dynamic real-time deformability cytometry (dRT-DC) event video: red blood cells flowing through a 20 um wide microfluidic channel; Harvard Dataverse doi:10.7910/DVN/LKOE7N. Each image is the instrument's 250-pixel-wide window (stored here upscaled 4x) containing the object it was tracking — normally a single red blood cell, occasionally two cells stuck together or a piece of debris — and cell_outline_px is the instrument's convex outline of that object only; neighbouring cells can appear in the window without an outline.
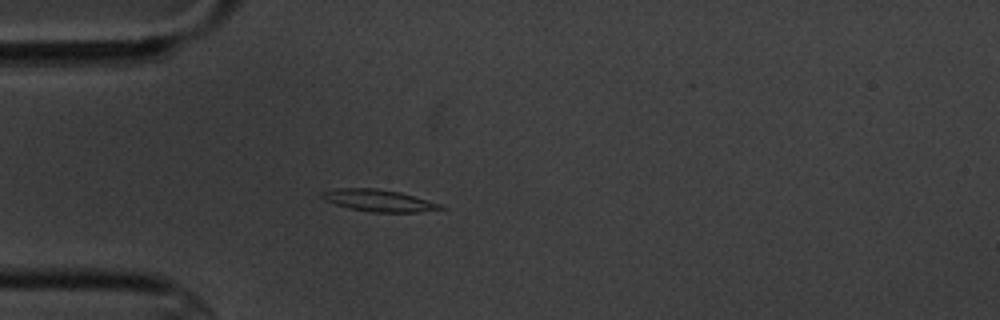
{"species": "common noctule bat (a hibernating species)", "species_latin": "Nyctalus noctula", "temperature_condition": "cold", "stored_images_in_passage": 3, "camera_frame_rate_fps": 3000, "um_per_image_px": 0.085, "animal": {"sex": "male", "body_mass_g": 20.1, "forearm_length_mm": 53.5}, "frame": {"image": 1, "passage_image": 2, "time_ms": 1.333, "image_size_px": [1000, 320], "cell_outline_px": [[448, 208], [420, 212], [372, 212], [348, 208], [324, 200], [320, 196], [320, 192], [336, 188], [376, 188], [400, 192], [440, 204]], "centroid_in_image_um": [32.16, 17.04], "position_along_channel_um": 52.8, "area_um2": 15.14}}